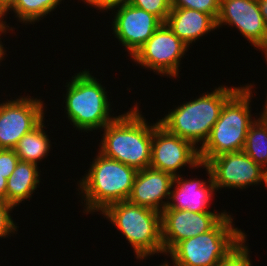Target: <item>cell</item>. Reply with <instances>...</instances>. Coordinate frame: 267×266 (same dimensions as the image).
I'll list each match as a JSON object with an SVG mask.
<instances>
[{"mask_svg":"<svg viewBox=\"0 0 267 266\" xmlns=\"http://www.w3.org/2000/svg\"><path fill=\"white\" fill-rule=\"evenodd\" d=\"M141 113L136 104L129 111L116 116L103 128L98 151L137 171L150 167L153 129L158 124H149Z\"/></svg>","mask_w":267,"mask_h":266,"instance_id":"6da1fadb","label":"cell"},{"mask_svg":"<svg viewBox=\"0 0 267 266\" xmlns=\"http://www.w3.org/2000/svg\"><path fill=\"white\" fill-rule=\"evenodd\" d=\"M241 87H216L212 92L199 98L186 101L159 119V124L169 133L190 141L196 148H201L208 139L212 127L218 120L224 104ZM200 143V147L197 146Z\"/></svg>","mask_w":267,"mask_h":266,"instance_id":"7a4b0ae2","label":"cell"},{"mask_svg":"<svg viewBox=\"0 0 267 266\" xmlns=\"http://www.w3.org/2000/svg\"><path fill=\"white\" fill-rule=\"evenodd\" d=\"M88 173L78 181L83 213L102 212L108 205L128 200L137 170L98 152Z\"/></svg>","mask_w":267,"mask_h":266,"instance_id":"3957f363","label":"cell"},{"mask_svg":"<svg viewBox=\"0 0 267 266\" xmlns=\"http://www.w3.org/2000/svg\"><path fill=\"white\" fill-rule=\"evenodd\" d=\"M247 83L224 104L211 133L199 148L200 162L223 153L242 151L250 125L255 121L251 114L252 88Z\"/></svg>","mask_w":267,"mask_h":266,"instance_id":"277c9868","label":"cell"},{"mask_svg":"<svg viewBox=\"0 0 267 266\" xmlns=\"http://www.w3.org/2000/svg\"><path fill=\"white\" fill-rule=\"evenodd\" d=\"M231 216L227 213L208 232L178 242L166 254L172 266H218L247 237Z\"/></svg>","mask_w":267,"mask_h":266,"instance_id":"5b68a950","label":"cell"},{"mask_svg":"<svg viewBox=\"0 0 267 266\" xmlns=\"http://www.w3.org/2000/svg\"><path fill=\"white\" fill-rule=\"evenodd\" d=\"M100 214L121 231L137 260L164 254L160 212L125 200L108 205Z\"/></svg>","mask_w":267,"mask_h":266,"instance_id":"8992f818","label":"cell"},{"mask_svg":"<svg viewBox=\"0 0 267 266\" xmlns=\"http://www.w3.org/2000/svg\"><path fill=\"white\" fill-rule=\"evenodd\" d=\"M91 74L87 69L82 70L74 74L65 86L66 117L81 132L103 130L116 118L110 114L112 108L106 88Z\"/></svg>","mask_w":267,"mask_h":266,"instance_id":"52a82bcc","label":"cell"},{"mask_svg":"<svg viewBox=\"0 0 267 266\" xmlns=\"http://www.w3.org/2000/svg\"><path fill=\"white\" fill-rule=\"evenodd\" d=\"M189 46L162 23L154 34L131 57L135 63L161 76H179L181 58Z\"/></svg>","mask_w":267,"mask_h":266,"instance_id":"ba28073f","label":"cell"},{"mask_svg":"<svg viewBox=\"0 0 267 266\" xmlns=\"http://www.w3.org/2000/svg\"><path fill=\"white\" fill-rule=\"evenodd\" d=\"M0 103V149H14L43 119L44 102L30 96Z\"/></svg>","mask_w":267,"mask_h":266,"instance_id":"9c48e42d","label":"cell"},{"mask_svg":"<svg viewBox=\"0 0 267 266\" xmlns=\"http://www.w3.org/2000/svg\"><path fill=\"white\" fill-rule=\"evenodd\" d=\"M201 167L199 149L190 141L169 133L158 124L153 129L150 168L164 171L173 177L180 175L183 166Z\"/></svg>","mask_w":267,"mask_h":266,"instance_id":"30bf717a","label":"cell"},{"mask_svg":"<svg viewBox=\"0 0 267 266\" xmlns=\"http://www.w3.org/2000/svg\"><path fill=\"white\" fill-rule=\"evenodd\" d=\"M227 24L263 52L267 62V30L257 0H220L216 26L219 29Z\"/></svg>","mask_w":267,"mask_h":266,"instance_id":"8fae6325","label":"cell"},{"mask_svg":"<svg viewBox=\"0 0 267 266\" xmlns=\"http://www.w3.org/2000/svg\"><path fill=\"white\" fill-rule=\"evenodd\" d=\"M211 169L216 191L221 188L245 189L263 183L264 168L256 164L243 150L223 153L206 163Z\"/></svg>","mask_w":267,"mask_h":266,"instance_id":"7c38bea8","label":"cell"},{"mask_svg":"<svg viewBox=\"0 0 267 266\" xmlns=\"http://www.w3.org/2000/svg\"><path fill=\"white\" fill-rule=\"evenodd\" d=\"M214 211L198 213L164 209L161 212L164 255L178 242L208 232L227 214L225 210L223 212Z\"/></svg>","mask_w":267,"mask_h":266,"instance_id":"4fadbf2b","label":"cell"},{"mask_svg":"<svg viewBox=\"0 0 267 266\" xmlns=\"http://www.w3.org/2000/svg\"><path fill=\"white\" fill-rule=\"evenodd\" d=\"M113 10L116 14H113L112 34L125 47L124 49L127 50L130 57L136 53L163 23L154 14L129 3L116 7L111 11Z\"/></svg>","mask_w":267,"mask_h":266,"instance_id":"5bb4252c","label":"cell"},{"mask_svg":"<svg viewBox=\"0 0 267 266\" xmlns=\"http://www.w3.org/2000/svg\"><path fill=\"white\" fill-rule=\"evenodd\" d=\"M201 167L207 171L209 180H200L199 178L184 179L182 175L175 176L170 190L168 204L165 209L187 210L189 212H212L210 208L214 191L216 190L211 177V169L201 162Z\"/></svg>","mask_w":267,"mask_h":266,"instance_id":"9a60e30c","label":"cell"},{"mask_svg":"<svg viewBox=\"0 0 267 266\" xmlns=\"http://www.w3.org/2000/svg\"><path fill=\"white\" fill-rule=\"evenodd\" d=\"M173 179L171 174L150 167L139 170L128 201L161 213L168 204Z\"/></svg>","mask_w":267,"mask_h":266,"instance_id":"2e32d148","label":"cell"},{"mask_svg":"<svg viewBox=\"0 0 267 266\" xmlns=\"http://www.w3.org/2000/svg\"><path fill=\"white\" fill-rule=\"evenodd\" d=\"M165 23L188 46L217 29L210 14L188 8H172Z\"/></svg>","mask_w":267,"mask_h":266,"instance_id":"e0dca14e","label":"cell"},{"mask_svg":"<svg viewBox=\"0 0 267 266\" xmlns=\"http://www.w3.org/2000/svg\"><path fill=\"white\" fill-rule=\"evenodd\" d=\"M39 179L38 165L19 160L7 179L6 202L17 207L22 201L30 199L41 182Z\"/></svg>","mask_w":267,"mask_h":266,"instance_id":"ac0fdd59","label":"cell"},{"mask_svg":"<svg viewBox=\"0 0 267 266\" xmlns=\"http://www.w3.org/2000/svg\"><path fill=\"white\" fill-rule=\"evenodd\" d=\"M42 120L34 129L26 133L14 148L20 161L38 165L50 152L51 140L43 128H46Z\"/></svg>","mask_w":267,"mask_h":266,"instance_id":"d6986e66","label":"cell"},{"mask_svg":"<svg viewBox=\"0 0 267 266\" xmlns=\"http://www.w3.org/2000/svg\"><path fill=\"white\" fill-rule=\"evenodd\" d=\"M260 117L250 125L243 151L262 168H267V117Z\"/></svg>","mask_w":267,"mask_h":266,"instance_id":"ffe728a7","label":"cell"},{"mask_svg":"<svg viewBox=\"0 0 267 266\" xmlns=\"http://www.w3.org/2000/svg\"><path fill=\"white\" fill-rule=\"evenodd\" d=\"M62 0H14L12 6L1 16L4 23V17L12 10L19 22L24 24H35L42 20L50 12H53Z\"/></svg>","mask_w":267,"mask_h":266,"instance_id":"44dd1931","label":"cell"},{"mask_svg":"<svg viewBox=\"0 0 267 266\" xmlns=\"http://www.w3.org/2000/svg\"><path fill=\"white\" fill-rule=\"evenodd\" d=\"M172 8H188L210 14L215 20L220 10V0H170Z\"/></svg>","mask_w":267,"mask_h":266,"instance_id":"7402d4cb","label":"cell"},{"mask_svg":"<svg viewBox=\"0 0 267 266\" xmlns=\"http://www.w3.org/2000/svg\"><path fill=\"white\" fill-rule=\"evenodd\" d=\"M129 4L154 14L163 23L172 9L170 0H130Z\"/></svg>","mask_w":267,"mask_h":266,"instance_id":"603a6c76","label":"cell"},{"mask_svg":"<svg viewBox=\"0 0 267 266\" xmlns=\"http://www.w3.org/2000/svg\"><path fill=\"white\" fill-rule=\"evenodd\" d=\"M13 208L12 204L0 200V238H7L10 234L18 231V226L11 217Z\"/></svg>","mask_w":267,"mask_h":266,"instance_id":"cb8c5ba5","label":"cell"},{"mask_svg":"<svg viewBox=\"0 0 267 266\" xmlns=\"http://www.w3.org/2000/svg\"><path fill=\"white\" fill-rule=\"evenodd\" d=\"M247 239H244L237 248L218 266H252L249 256V247L245 244Z\"/></svg>","mask_w":267,"mask_h":266,"instance_id":"d4e9b609","label":"cell"},{"mask_svg":"<svg viewBox=\"0 0 267 266\" xmlns=\"http://www.w3.org/2000/svg\"><path fill=\"white\" fill-rule=\"evenodd\" d=\"M18 162L19 157L14 149H0V174L5 178H9Z\"/></svg>","mask_w":267,"mask_h":266,"instance_id":"484cf974","label":"cell"},{"mask_svg":"<svg viewBox=\"0 0 267 266\" xmlns=\"http://www.w3.org/2000/svg\"><path fill=\"white\" fill-rule=\"evenodd\" d=\"M90 6H94V8H97L100 11H108L112 10L116 7L122 6L124 4H128L130 0H82Z\"/></svg>","mask_w":267,"mask_h":266,"instance_id":"4316f807","label":"cell"},{"mask_svg":"<svg viewBox=\"0 0 267 266\" xmlns=\"http://www.w3.org/2000/svg\"><path fill=\"white\" fill-rule=\"evenodd\" d=\"M7 22L6 21H4V23H1L0 24V36H1V34H3V33H5V35H6V33H8L7 31H13V29H12V27H11V29H10V27L8 26V24H6ZM3 43H2V41H1V38H0V63L2 62V60H4V56H5V52H6V49L3 47V45H2Z\"/></svg>","mask_w":267,"mask_h":266,"instance_id":"83f0119b","label":"cell"},{"mask_svg":"<svg viewBox=\"0 0 267 266\" xmlns=\"http://www.w3.org/2000/svg\"><path fill=\"white\" fill-rule=\"evenodd\" d=\"M7 178L0 174V200L6 201Z\"/></svg>","mask_w":267,"mask_h":266,"instance_id":"f1b7e54d","label":"cell"},{"mask_svg":"<svg viewBox=\"0 0 267 266\" xmlns=\"http://www.w3.org/2000/svg\"><path fill=\"white\" fill-rule=\"evenodd\" d=\"M267 30V0H257Z\"/></svg>","mask_w":267,"mask_h":266,"instance_id":"f546056e","label":"cell"},{"mask_svg":"<svg viewBox=\"0 0 267 266\" xmlns=\"http://www.w3.org/2000/svg\"><path fill=\"white\" fill-rule=\"evenodd\" d=\"M14 0H0V16H2L13 4Z\"/></svg>","mask_w":267,"mask_h":266,"instance_id":"4dcf8cb0","label":"cell"},{"mask_svg":"<svg viewBox=\"0 0 267 266\" xmlns=\"http://www.w3.org/2000/svg\"><path fill=\"white\" fill-rule=\"evenodd\" d=\"M263 182H264L265 187L267 188V168L264 169Z\"/></svg>","mask_w":267,"mask_h":266,"instance_id":"1f68e13d","label":"cell"},{"mask_svg":"<svg viewBox=\"0 0 267 266\" xmlns=\"http://www.w3.org/2000/svg\"><path fill=\"white\" fill-rule=\"evenodd\" d=\"M262 113L267 117V96H266L265 105L263 106V112Z\"/></svg>","mask_w":267,"mask_h":266,"instance_id":"d6a6232c","label":"cell"},{"mask_svg":"<svg viewBox=\"0 0 267 266\" xmlns=\"http://www.w3.org/2000/svg\"><path fill=\"white\" fill-rule=\"evenodd\" d=\"M159 266H170V264H169V262L167 261V262H164V263L160 264Z\"/></svg>","mask_w":267,"mask_h":266,"instance_id":"836d02e7","label":"cell"}]
</instances>
